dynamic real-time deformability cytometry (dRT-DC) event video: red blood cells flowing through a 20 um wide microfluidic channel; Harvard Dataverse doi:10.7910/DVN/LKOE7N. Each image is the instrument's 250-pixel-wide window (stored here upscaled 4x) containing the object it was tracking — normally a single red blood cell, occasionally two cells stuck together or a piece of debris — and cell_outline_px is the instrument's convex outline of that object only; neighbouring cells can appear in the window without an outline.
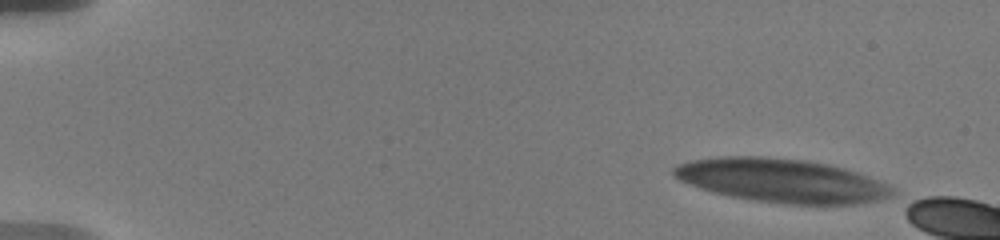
{"species": "human", "species_latin": "Homo sapiens", "temperature_condition": "warm", "stored_images_in_passage": 14, "camera_frame_rate_fps": 3000, "um_per_image_px": 0.085, "donor": {"sex": "male"}, "frame": {"image": 1, "passage_image": 1, "time_ms": 0.0, "image_size_px": [1000, 240], "cell_outline_px": [[892, 192], [888, 196], [876, 200], [852, 204], [792, 204], [752, 200], [732, 196], [716, 192], [680, 180], [672, 172], [672, 168], [676, 164], [692, 160], [724, 156], [764, 156], [804, 160], [828, 164], [860, 172], [892, 188]], "centroid_in_image_um": [66.41, 15.33], "position_along_channel_um": 18.6, "area_um2": 54.85}}